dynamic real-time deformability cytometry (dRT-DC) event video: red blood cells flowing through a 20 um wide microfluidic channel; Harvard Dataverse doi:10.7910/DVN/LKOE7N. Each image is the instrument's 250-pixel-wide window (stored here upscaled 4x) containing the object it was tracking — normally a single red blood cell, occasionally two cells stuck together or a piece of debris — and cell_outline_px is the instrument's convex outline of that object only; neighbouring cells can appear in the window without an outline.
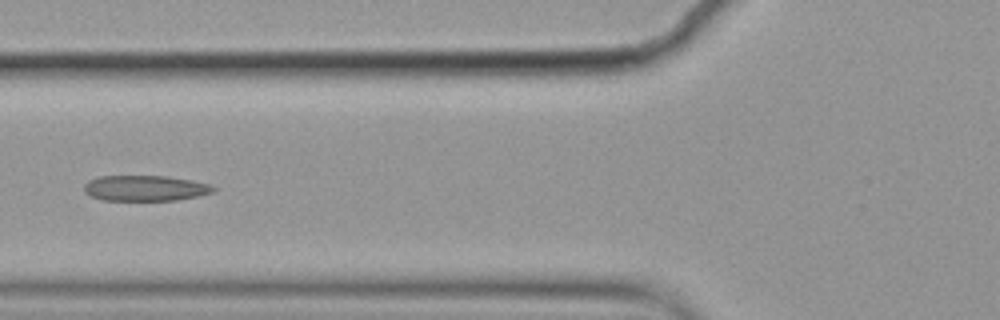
{"species": "common noctule bat (a hibernating species)", "species_latin": "Nyctalus noctula", "temperature_condition": "cold", "stored_images_in_passage": 8, "camera_frame_rate_fps": 3000, "um_per_image_px": 0.085, "animal": {"sex": "female", "body_mass_g": 19.9}, "frame": {"image": 1, "passage_image": 6, "time_ms": 1.667, "image_size_px": [1000, 320], "cell_outline_px": [[216, 188], [212, 192], [200, 196], [176, 200], [104, 200], [88, 196], [84, 192], [84, 184], [88, 180], [100, 176], [164, 176], [192, 180], [208, 184]], "centroid_in_image_um": [12.3, 16.0], "position_along_channel_um": 113.5, "area_um2": 19.31}}
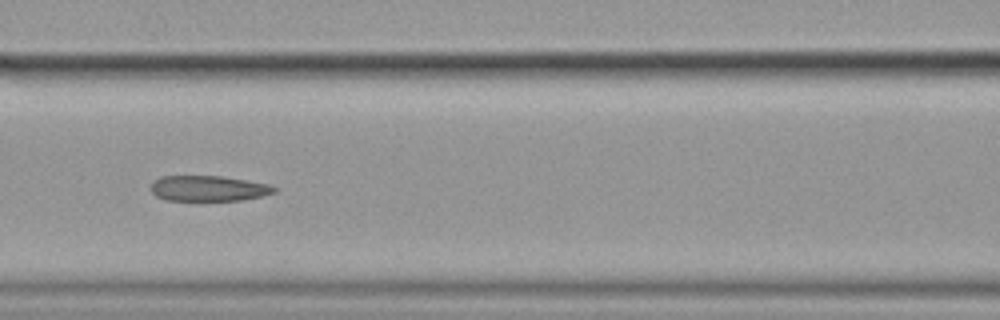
{"frame": {"image": 2, "passage_image": 7, "time_ms": 2.0, "image_size_px": [1000, 320], "cell_outline_px": [[280, 188], [276, 192], [260, 196], [240, 200], [168, 200], [156, 196], [152, 192], [152, 184], [160, 176], [220, 176], [268, 184]], "centroid_in_image_um": [17.74, 16.01], "position_along_channel_um": 148.9, "area_um2": 18.09}}
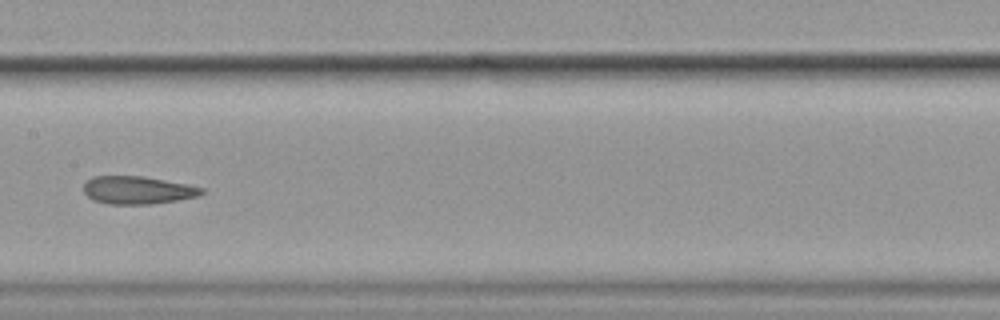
{"frame": {"image": 3, "passage_image": 8, "time_ms": 2.333, "image_size_px": [1000, 320], "cell_outline_px": [[204, 192], [200, 196], [152, 204], [108, 204], [92, 200], [84, 192], [84, 184], [92, 176], [140, 176], [188, 184], [204, 188]], "centroid_in_image_um": [11.7, 16.16], "position_along_channel_um": 195.7, "area_um2": 19.13}}